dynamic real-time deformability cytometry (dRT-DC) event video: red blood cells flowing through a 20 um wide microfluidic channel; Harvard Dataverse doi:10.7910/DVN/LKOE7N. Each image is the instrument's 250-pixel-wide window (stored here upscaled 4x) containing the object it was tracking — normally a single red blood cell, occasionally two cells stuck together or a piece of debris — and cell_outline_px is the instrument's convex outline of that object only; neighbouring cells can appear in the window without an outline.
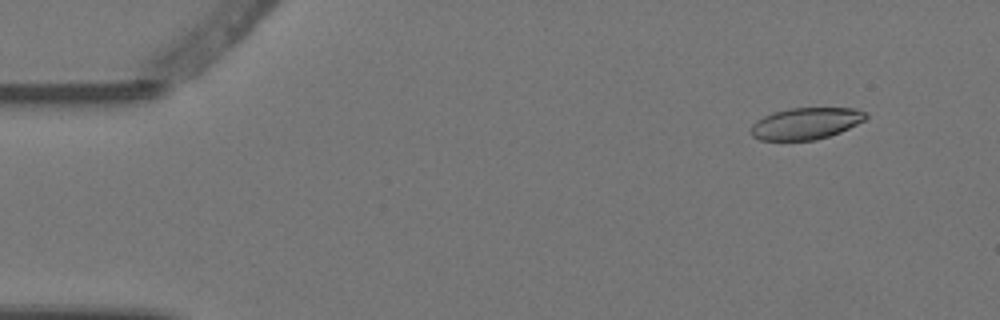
{"species": "Egyptian fruit bat (a non-hibernating species)", "species_latin": "Rousettus aegyptiacus", "temperature_condition": "warm", "stored_images_in_passage": 5, "camera_frame_rate_fps": 3000, "um_per_image_px": 0.085, "animal": {"sex": "female"}, "frame": {"image": 1, "passage_image": 2, "time_ms": 0.333, "image_size_px": [1000, 320], "cell_outline_px": [[868, 116], [864, 120], [840, 132], [816, 140], [760, 140], [752, 136], [752, 124], [756, 120], [772, 112], [788, 108], [856, 108], [864, 112]], "centroid_in_image_um": [68.48, 10.49], "position_along_channel_um": 16.5, "area_um2": 21.1}}
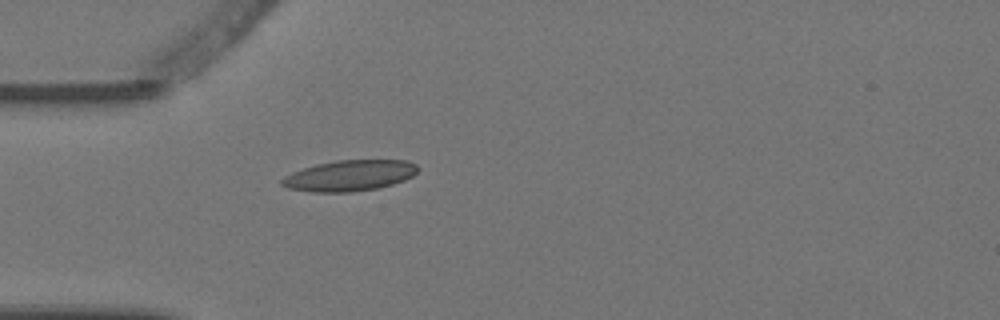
{"frame": {"image": 2, "passage_image": 5, "time_ms": 1.333, "image_size_px": [1000, 320], "cell_outline_px": [[420, 168], [412, 176], [404, 180], [392, 184], [376, 188], [352, 192], [312, 192], [288, 188], [280, 184], [280, 180], [284, 176], [292, 172], [316, 164], [336, 160], [408, 160], [416, 164]], "centroid_in_image_um": [29.7, 14.92], "position_along_channel_um": 55.3, "area_um2": 24.51}}